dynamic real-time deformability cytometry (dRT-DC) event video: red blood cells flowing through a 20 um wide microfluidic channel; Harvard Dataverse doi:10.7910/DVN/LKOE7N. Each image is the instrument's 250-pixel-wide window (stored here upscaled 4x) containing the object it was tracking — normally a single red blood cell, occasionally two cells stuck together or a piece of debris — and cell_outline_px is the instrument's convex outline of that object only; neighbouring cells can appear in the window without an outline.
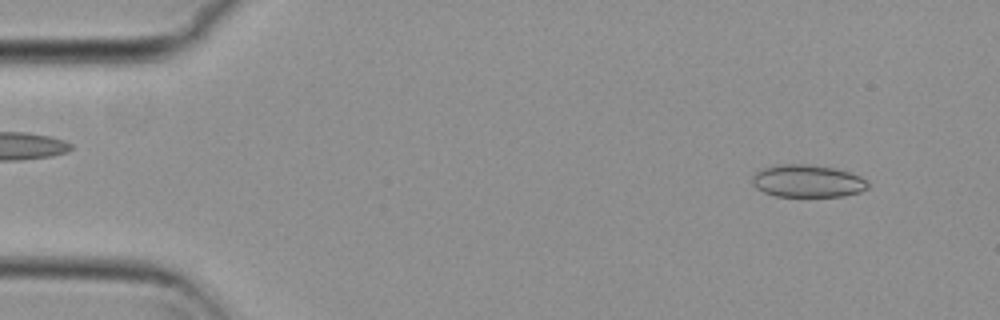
{"species": "common noctule bat (a hibernating species)", "species_latin": "Nyctalus noctula", "temperature_condition": "cold", "stored_images_in_passage": 54, "camera_frame_rate_fps": 3000, "um_per_image_px": 0.085, "animal": {"sex": "female", "body_mass_g": 29.2, "forearm_length_mm": 56.3}, "frame": {"image": 1, "passage_image": 4, "time_ms": 1.0, "image_size_px": [1000, 320], "cell_outline_px": [[868, 188], [860, 192], [844, 196], [776, 196], [764, 192], [756, 188], [752, 184], [752, 176], [756, 172], [764, 168], [776, 164], [812, 164], [832, 168], [848, 172], [860, 176], [868, 180]], "centroid_in_image_um": [68.64, 15.39], "position_along_channel_um": 16.4, "area_um2": 21.96}}
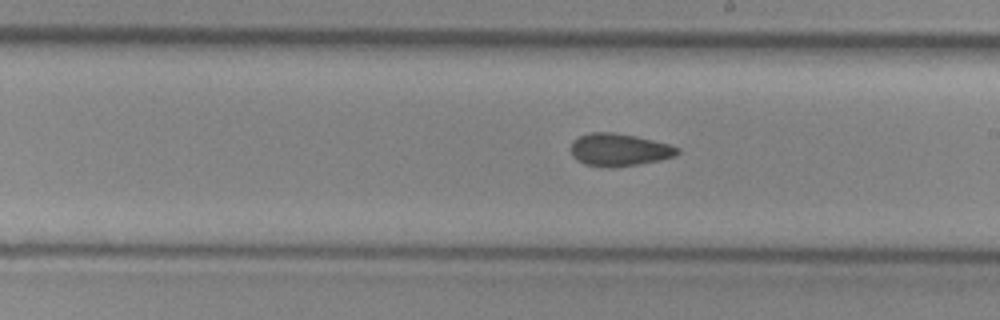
{"frame": {"image": 2, "passage_image": 30, "time_ms": 9.667, "image_size_px": [1000, 320], "cell_outline_px": [[680, 152], [676, 156], [660, 160], [612, 168], [608, 168], [584, 164], [576, 160], [572, 156], [568, 148], [572, 140], [588, 132], [612, 132], [636, 136], [668, 144], [680, 148]], "centroid_in_image_um": [52.57, 12.73], "position_along_channel_um": 236.4, "area_um2": 20.52}}
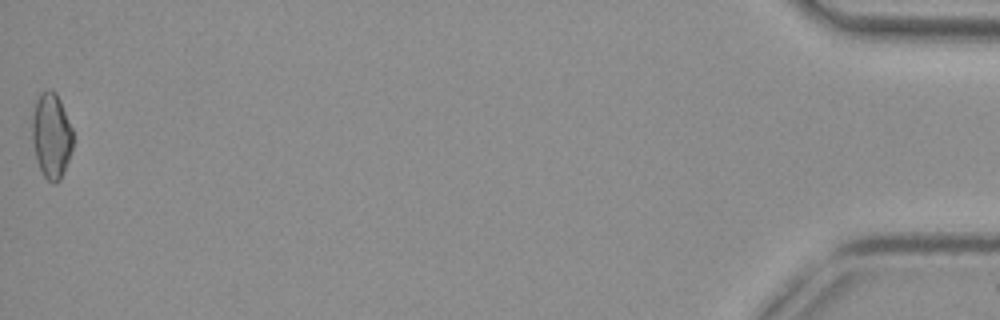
{"frame": {"image": 3, "passage_image": 54, "time_ms": 17.667, "image_size_px": [1000, 320], "cell_outline_px": [[72, 148], [64, 172], [60, 180], [56, 184], [52, 184], [44, 176], [36, 160], [32, 140], [32, 112], [36, 100], [40, 92], [48, 88], [52, 88], [56, 92], [60, 100], [72, 128]], "centroid_in_image_um": [4.35, 11.5], "position_along_channel_um": 430.8, "area_um2": 20.52}, "authors_computed_cell_mechanics": {"area_um2": 20.2589, "velocity_mm_per_s": 3.7343, "shape_relaxation_time_tau1_ms": null, "shape_relaxation_time_tau2_ms": 4.1355, "deformation_change_tau1": null, "deformation_change_tau2": 0.0994}}